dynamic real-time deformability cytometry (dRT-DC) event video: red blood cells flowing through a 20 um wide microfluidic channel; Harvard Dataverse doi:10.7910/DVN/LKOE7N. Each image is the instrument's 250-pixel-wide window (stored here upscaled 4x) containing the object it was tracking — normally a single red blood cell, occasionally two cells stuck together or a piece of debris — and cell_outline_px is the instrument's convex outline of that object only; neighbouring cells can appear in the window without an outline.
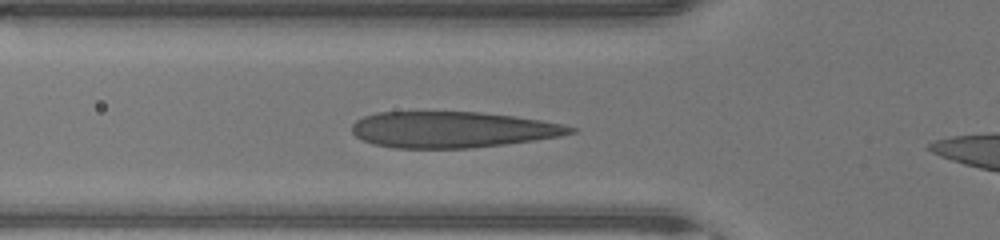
{"species": "human", "species_latin": "Homo sapiens", "temperature_condition": "warm", "stored_images_in_passage": 27, "camera_frame_rate_fps": 3000, "um_per_image_px": 0.085, "donor": {"sex": "male"}, "frame": {"image": 1, "passage_image": 5, "time_ms": 1.333, "image_size_px": [1000, 240], "cell_outline_px": [[576, 132], [560, 136], [504, 144], [468, 148], [392, 148], [372, 144], [356, 136], [352, 132], [352, 124], [356, 120], [364, 116], [376, 112], [480, 112], [516, 116], [564, 124], [576, 128]], "centroid_in_image_um": [38.44, 11.01], "position_along_channel_um": 87.4, "area_um2": 45.95}}
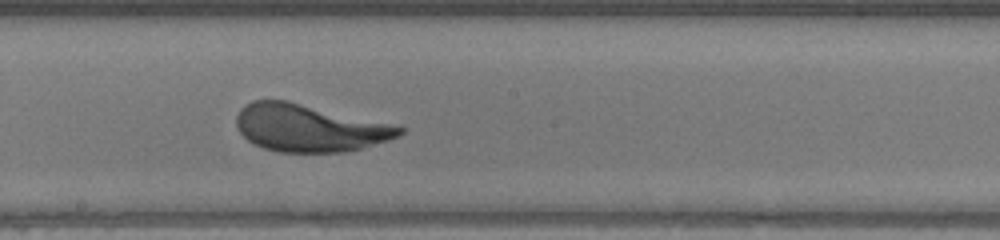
{"frame": {"image": 2, "passage_image": 14, "time_ms": 4.333, "image_size_px": [1000, 240], "cell_outline_px": [[404, 132], [388, 140], [360, 148], [344, 152], [280, 152], [264, 148], [248, 140], [240, 132], [236, 124], [236, 116], [240, 108], [244, 104], [252, 100], [288, 100], [388, 124], [404, 128]], "centroid_in_image_um": [26.2, 10.87], "position_along_channel_um": 222.0, "area_um2": 44.33}}
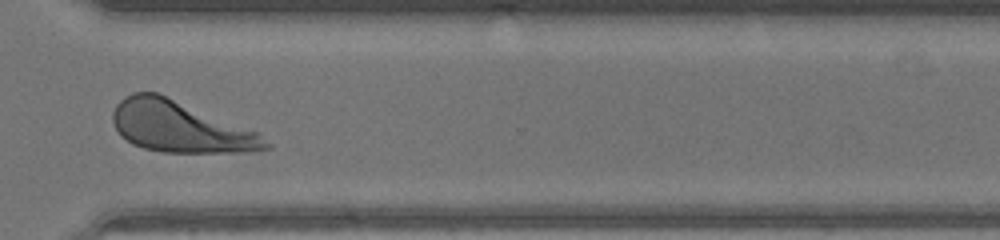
{"frame": {"image": 3, "passage_image": 23, "time_ms": 7.333, "image_size_px": [1000, 240], "cell_outline_px": [[272, 148], [236, 152], [164, 152], [144, 148], [132, 144], [120, 136], [112, 120], [112, 112], [116, 104], [124, 96], [132, 92], [156, 92], [260, 132], [272, 144]], "centroid_in_image_um": [15.31, 10.77], "position_along_channel_um": 355.3, "area_um2": 45.55}}